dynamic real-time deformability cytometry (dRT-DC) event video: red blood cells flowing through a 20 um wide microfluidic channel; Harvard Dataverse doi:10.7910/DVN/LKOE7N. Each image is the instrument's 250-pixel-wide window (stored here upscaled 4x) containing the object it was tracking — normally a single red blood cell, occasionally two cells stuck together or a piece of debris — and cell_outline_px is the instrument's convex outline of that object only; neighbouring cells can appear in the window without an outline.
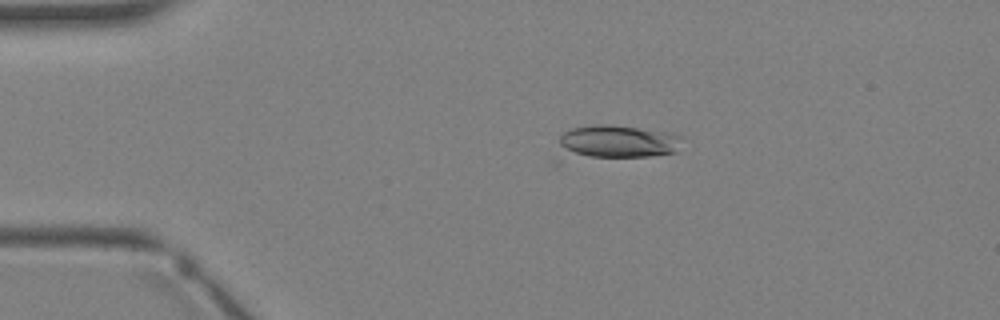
{"species": "Egyptian fruit bat (a non-hibernating species)", "species_latin": "Rousettus aegyptiacus", "temperature_condition": "warm", "stored_images_in_passage": 4, "camera_frame_rate_fps": 3000, "um_per_image_px": 0.085, "animal": {"sex": "female"}, "frame": {"image": 1, "passage_image": 2, "time_ms": 1.333, "image_size_px": [1000, 320], "cell_outline_px": [[684, 136], [676, 152], [652, 156], [592, 156], [564, 152], [560, 144], [560, 136], [564, 132], [572, 128], [596, 124], [608, 124], [672, 132]], "centroid_in_image_um": [52.6, 12.0], "position_along_channel_um": 32.4, "area_um2": 23.29}}
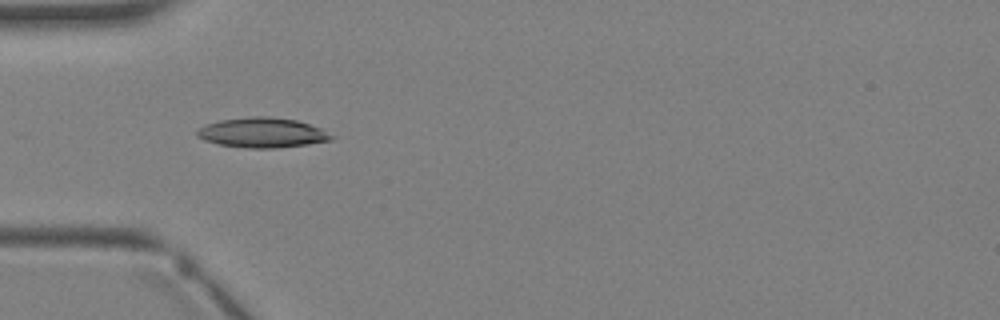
{"frame": {"image": 2, "passage_image": 3, "time_ms": 2.667, "image_size_px": [1000, 320], "cell_outline_px": [[336, 136], [332, 140], [308, 144], [276, 148], [248, 148], [220, 144], [204, 140], [196, 136], [196, 132], [204, 124], [220, 120], [252, 116], [268, 116], [296, 120], [320, 128]], "centroid_in_image_um": [22.3, 11.27], "position_along_channel_um": 62.7, "area_um2": 23.41}}
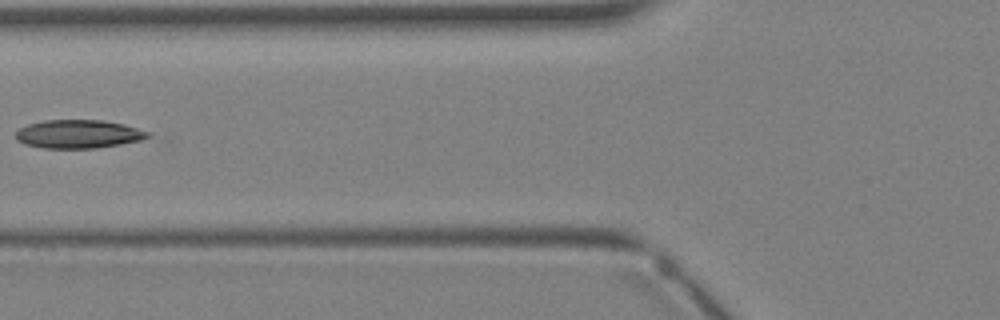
{"frame": {"image": 3, "passage_image": 4, "time_ms": 3.667, "image_size_px": [1000, 320], "cell_outline_px": [[152, 136], [140, 140], [120, 144], [96, 148], [44, 148], [24, 144], [16, 140], [16, 132], [20, 128], [28, 124], [44, 120], [100, 120], [124, 124], [152, 132]], "centroid_in_image_um": [6.69, 11.39], "position_along_channel_um": 119.1, "area_um2": 21.96}}